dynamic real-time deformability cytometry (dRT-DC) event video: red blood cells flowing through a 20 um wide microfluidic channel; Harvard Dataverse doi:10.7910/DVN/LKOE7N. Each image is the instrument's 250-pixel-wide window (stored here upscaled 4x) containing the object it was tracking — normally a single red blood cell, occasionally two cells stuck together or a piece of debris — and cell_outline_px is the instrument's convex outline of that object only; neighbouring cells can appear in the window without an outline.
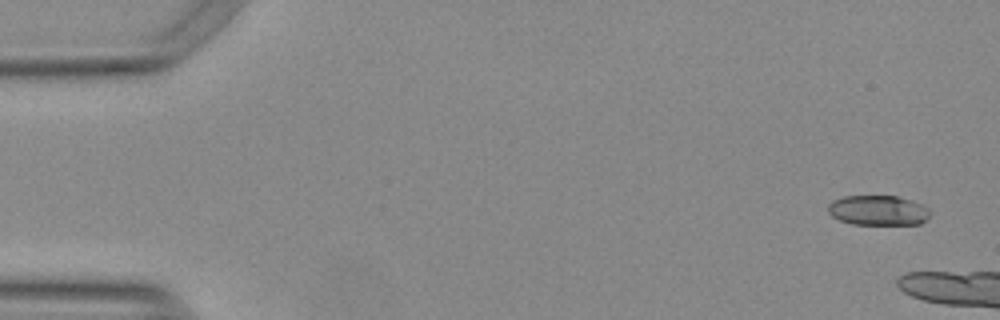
{"species": "Egyptian fruit bat (a non-hibernating species)", "species_latin": "Rousettus aegyptiacus", "temperature_condition": "warm", "stored_images_in_passage": 10, "camera_frame_rate_fps": 3000, "um_per_image_px": 0.085, "animal": {"sex": "female"}, "frame": {"image": 1, "passage_image": 1, "time_ms": 0.0, "image_size_px": [1000, 320], "cell_outline_px": [[928, 216], [920, 224], [852, 224], [840, 220], [832, 216], [828, 212], [828, 204], [832, 200], [844, 196], [896, 196], [912, 200], [928, 208]], "centroid_in_image_um": [74.59, 17.87], "position_along_channel_um": 10.4, "area_um2": 17.69}}